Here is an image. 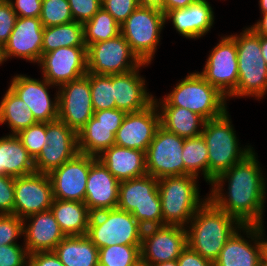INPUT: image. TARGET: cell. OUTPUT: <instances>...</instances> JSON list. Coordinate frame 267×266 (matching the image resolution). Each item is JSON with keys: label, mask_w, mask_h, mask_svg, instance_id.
<instances>
[{"label": "cell", "mask_w": 267, "mask_h": 266, "mask_svg": "<svg viewBox=\"0 0 267 266\" xmlns=\"http://www.w3.org/2000/svg\"><path fill=\"white\" fill-rule=\"evenodd\" d=\"M257 159L253 150L242 161L219 175L211 183V193L208 194V198L219 209L232 215L242 225L264 223L267 181ZM226 181L228 191L223 193Z\"/></svg>", "instance_id": "obj_1"}, {"label": "cell", "mask_w": 267, "mask_h": 266, "mask_svg": "<svg viewBox=\"0 0 267 266\" xmlns=\"http://www.w3.org/2000/svg\"><path fill=\"white\" fill-rule=\"evenodd\" d=\"M188 225L185 227L187 245L213 263L228 239L242 226L236 218L219 209L209 198Z\"/></svg>", "instance_id": "obj_2"}, {"label": "cell", "mask_w": 267, "mask_h": 266, "mask_svg": "<svg viewBox=\"0 0 267 266\" xmlns=\"http://www.w3.org/2000/svg\"><path fill=\"white\" fill-rule=\"evenodd\" d=\"M229 116L226 111L218 118L206 120L203 126L201 135L208 147L209 185L254 150L250 145L243 148L239 146V139Z\"/></svg>", "instance_id": "obj_3"}, {"label": "cell", "mask_w": 267, "mask_h": 266, "mask_svg": "<svg viewBox=\"0 0 267 266\" xmlns=\"http://www.w3.org/2000/svg\"><path fill=\"white\" fill-rule=\"evenodd\" d=\"M240 34L230 35L236 43L238 60V83L227 97L264 98L267 93V64L261 52V35L250 27Z\"/></svg>", "instance_id": "obj_4"}, {"label": "cell", "mask_w": 267, "mask_h": 266, "mask_svg": "<svg viewBox=\"0 0 267 266\" xmlns=\"http://www.w3.org/2000/svg\"><path fill=\"white\" fill-rule=\"evenodd\" d=\"M227 97L206 81L198 72L188 73L162 99L154 98L156 106H176L189 109L205 120L222 116L227 109Z\"/></svg>", "instance_id": "obj_5"}, {"label": "cell", "mask_w": 267, "mask_h": 266, "mask_svg": "<svg viewBox=\"0 0 267 266\" xmlns=\"http://www.w3.org/2000/svg\"><path fill=\"white\" fill-rule=\"evenodd\" d=\"M197 178L194 175H182L158 179L162 226H188L197 210L208 200V196L200 198Z\"/></svg>", "instance_id": "obj_6"}, {"label": "cell", "mask_w": 267, "mask_h": 266, "mask_svg": "<svg viewBox=\"0 0 267 266\" xmlns=\"http://www.w3.org/2000/svg\"><path fill=\"white\" fill-rule=\"evenodd\" d=\"M117 208L131 213L144 229L162 226L158 179L147 174L120 181Z\"/></svg>", "instance_id": "obj_7"}, {"label": "cell", "mask_w": 267, "mask_h": 266, "mask_svg": "<svg viewBox=\"0 0 267 266\" xmlns=\"http://www.w3.org/2000/svg\"><path fill=\"white\" fill-rule=\"evenodd\" d=\"M144 228L134 216L118 208L93 213L86 236L98 248L141 246Z\"/></svg>", "instance_id": "obj_8"}, {"label": "cell", "mask_w": 267, "mask_h": 266, "mask_svg": "<svg viewBox=\"0 0 267 266\" xmlns=\"http://www.w3.org/2000/svg\"><path fill=\"white\" fill-rule=\"evenodd\" d=\"M165 24L162 10L138 6L120 25V31L137 57L143 63L151 64Z\"/></svg>", "instance_id": "obj_9"}, {"label": "cell", "mask_w": 267, "mask_h": 266, "mask_svg": "<svg viewBox=\"0 0 267 266\" xmlns=\"http://www.w3.org/2000/svg\"><path fill=\"white\" fill-rule=\"evenodd\" d=\"M142 64L121 33L87 47V73L115 75L134 70Z\"/></svg>", "instance_id": "obj_10"}, {"label": "cell", "mask_w": 267, "mask_h": 266, "mask_svg": "<svg viewBox=\"0 0 267 266\" xmlns=\"http://www.w3.org/2000/svg\"><path fill=\"white\" fill-rule=\"evenodd\" d=\"M184 140L160 126L145 152L147 174L157 179L184 175Z\"/></svg>", "instance_id": "obj_11"}, {"label": "cell", "mask_w": 267, "mask_h": 266, "mask_svg": "<svg viewBox=\"0 0 267 266\" xmlns=\"http://www.w3.org/2000/svg\"><path fill=\"white\" fill-rule=\"evenodd\" d=\"M212 86L228 97L237 87L238 60L235 40L229 35L221 36L212 48L202 72H198Z\"/></svg>", "instance_id": "obj_12"}, {"label": "cell", "mask_w": 267, "mask_h": 266, "mask_svg": "<svg viewBox=\"0 0 267 266\" xmlns=\"http://www.w3.org/2000/svg\"><path fill=\"white\" fill-rule=\"evenodd\" d=\"M46 146L34 159L37 173L50 174L78 151L77 133L61 120L46 123Z\"/></svg>", "instance_id": "obj_13"}, {"label": "cell", "mask_w": 267, "mask_h": 266, "mask_svg": "<svg viewBox=\"0 0 267 266\" xmlns=\"http://www.w3.org/2000/svg\"><path fill=\"white\" fill-rule=\"evenodd\" d=\"M89 73L58 88V119L78 133L93 116Z\"/></svg>", "instance_id": "obj_14"}, {"label": "cell", "mask_w": 267, "mask_h": 266, "mask_svg": "<svg viewBox=\"0 0 267 266\" xmlns=\"http://www.w3.org/2000/svg\"><path fill=\"white\" fill-rule=\"evenodd\" d=\"M42 77L54 87L77 80L87 74V47H60L42 54L38 63Z\"/></svg>", "instance_id": "obj_15"}, {"label": "cell", "mask_w": 267, "mask_h": 266, "mask_svg": "<svg viewBox=\"0 0 267 266\" xmlns=\"http://www.w3.org/2000/svg\"><path fill=\"white\" fill-rule=\"evenodd\" d=\"M187 246V231L177 225L149 227L143 230L141 258L150 265L177 260Z\"/></svg>", "instance_id": "obj_16"}, {"label": "cell", "mask_w": 267, "mask_h": 266, "mask_svg": "<svg viewBox=\"0 0 267 266\" xmlns=\"http://www.w3.org/2000/svg\"><path fill=\"white\" fill-rule=\"evenodd\" d=\"M14 215L21 219L50 210L54 196L49 174L14 177Z\"/></svg>", "instance_id": "obj_17"}, {"label": "cell", "mask_w": 267, "mask_h": 266, "mask_svg": "<svg viewBox=\"0 0 267 266\" xmlns=\"http://www.w3.org/2000/svg\"><path fill=\"white\" fill-rule=\"evenodd\" d=\"M241 230L251 240L245 239ZM263 253L261 225H242L228 239L214 266H260Z\"/></svg>", "instance_id": "obj_18"}, {"label": "cell", "mask_w": 267, "mask_h": 266, "mask_svg": "<svg viewBox=\"0 0 267 266\" xmlns=\"http://www.w3.org/2000/svg\"><path fill=\"white\" fill-rule=\"evenodd\" d=\"M42 79L18 74L10 81L9 88L28 105L37 122L47 123L58 119V91L51 100L48 89L54 85Z\"/></svg>", "instance_id": "obj_19"}, {"label": "cell", "mask_w": 267, "mask_h": 266, "mask_svg": "<svg viewBox=\"0 0 267 266\" xmlns=\"http://www.w3.org/2000/svg\"><path fill=\"white\" fill-rule=\"evenodd\" d=\"M160 126V114L154 102L142 111L126 113L115 134V145L146 152Z\"/></svg>", "instance_id": "obj_20"}, {"label": "cell", "mask_w": 267, "mask_h": 266, "mask_svg": "<svg viewBox=\"0 0 267 266\" xmlns=\"http://www.w3.org/2000/svg\"><path fill=\"white\" fill-rule=\"evenodd\" d=\"M89 170L90 155L80 152L53 170L49 177L54 198L84 202Z\"/></svg>", "instance_id": "obj_21"}, {"label": "cell", "mask_w": 267, "mask_h": 266, "mask_svg": "<svg viewBox=\"0 0 267 266\" xmlns=\"http://www.w3.org/2000/svg\"><path fill=\"white\" fill-rule=\"evenodd\" d=\"M44 27L39 18L17 17L14 29L3 46V58L17 57L39 63L42 57Z\"/></svg>", "instance_id": "obj_22"}, {"label": "cell", "mask_w": 267, "mask_h": 266, "mask_svg": "<svg viewBox=\"0 0 267 266\" xmlns=\"http://www.w3.org/2000/svg\"><path fill=\"white\" fill-rule=\"evenodd\" d=\"M120 181L103 163L90 155V170L86 184L84 203L90 212L117 208Z\"/></svg>", "instance_id": "obj_23"}, {"label": "cell", "mask_w": 267, "mask_h": 266, "mask_svg": "<svg viewBox=\"0 0 267 266\" xmlns=\"http://www.w3.org/2000/svg\"><path fill=\"white\" fill-rule=\"evenodd\" d=\"M145 65L149 64L143 63L129 72L112 75L117 109L125 113L139 112L154 102V96L147 92L145 79L139 74V70Z\"/></svg>", "instance_id": "obj_24"}, {"label": "cell", "mask_w": 267, "mask_h": 266, "mask_svg": "<svg viewBox=\"0 0 267 266\" xmlns=\"http://www.w3.org/2000/svg\"><path fill=\"white\" fill-rule=\"evenodd\" d=\"M23 221V245L29 254L54 251L65 237L51 210L32 214Z\"/></svg>", "instance_id": "obj_25"}, {"label": "cell", "mask_w": 267, "mask_h": 266, "mask_svg": "<svg viewBox=\"0 0 267 266\" xmlns=\"http://www.w3.org/2000/svg\"><path fill=\"white\" fill-rule=\"evenodd\" d=\"M214 17L210 3L207 0H199L186 8L168 11L165 14V22L171 21L175 30L183 37L199 39L211 30Z\"/></svg>", "instance_id": "obj_26"}, {"label": "cell", "mask_w": 267, "mask_h": 266, "mask_svg": "<svg viewBox=\"0 0 267 266\" xmlns=\"http://www.w3.org/2000/svg\"><path fill=\"white\" fill-rule=\"evenodd\" d=\"M97 158L119 181L147 175L145 152L113 145Z\"/></svg>", "instance_id": "obj_27"}, {"label": "cell", "mask_w": 267, "mask_h": 266, "mask_svg": "<svg viewBox=\"0 0 267 266\" xmlns=\"http://www.w3.org/2000/svg\"><path fill=\"white\" fill-rule=\"evenodd\" d=\"M35 172L34 159L17 135L0 137V175L20 177Z\"/></svg>", "instance_id": "obj_28"}, {"label": "cell", "mask_w": 267, "mask_h": 266, "mask_svg": "<svg viewBox=\"0 0 267 266\" xmlns=\"http://www.w3.org/2000/svg\"><path fill=\"white\" fill-rule=\"evenodd\" d=\"M50 210L65 236L86 235L92 213L84 202L54 198Z\"/></svg>", "instance_id": "obj_29"}, {"label": "cell", "mask_w": 267, "mask_h": 266, "mask_svg": "<svg viewBox=\"0 0 267 266\" xmlns=\"http://www.w3.org/2000/svg\"><path fill=\"white\" fill-rule=\"evenodd\" d=\"M64 266H99V249L86 236H65L54 249Z\"/></svg>", "instance_id": "obj_30"}, {"label": "cell", "mask_w": 267, "mask_h": 266, "mask_svg": "<svg viewBox=\"0 0 267 266\" xmlns=\"http://www.w3.org/2000/svg\"><path fill=\"white\" fill-rule=\"evenodd\" d=\"M160 125L179 137L192 138L202 134L205 119L189 109L176 106H157Z\"/></svg>", "instance_id": "obj_31"}, {"label": "cell", "mask_w": 267, "mask_h": 266, "mask_svg": "<svg viewBox=\"0 0 267 266\" xmlns=\"http://www.w3.org/2000/svg\"><path fill=\"white\" fill-rule=\"evenodd\" d=\"M119 127L99 124V121L92 116L77 133L78 151L99 156L105 149L115 145V134Z\"/></svg>", "instance_id": "obj_32"}, {"label": "cell", "mask_w": 267, "mask_h": 266, "mask_svg": "<svg viewBox=\"0 0 267 266\" xmlns=\"http://www.w3.org/2000/svg\"><path fill=\"white\" fill-rule=\"evenodd\" d=\"M0 102V124H8L10 134H18L21 130L38 123L28 105L10 88Z\"/></svg>", "instance_id": "obj_33"}, {"label": "cell", "mask_w": 267, "mask_h": 266, "mask_svg": "<svg viewBox=\"0 0 267 266\" xmlns=\"http://www.w3.org/2000/svg\"><path fill=\"white\" fill-rule=\"evenodd\" d=\"M86 46L84 42V26L80 22L44 27L42 54L60 47Z\"/></svg>", "instance_id": "obj_34"}, {"label": "cell", "mask_w": 267, "mask_h": 266, "mask_svg": "<svg viewBox=\"0 0 267 266\" xmlns=\"http://www.w3.org/2000/svg\"><path fill=\"white\" fill-rule=\"evenodd\" d=\"M182 160L184 162V175L198 177L201 172L208 183V147L202 135L185 138Z\"/></svg>", "instance_id": "obj_35"}, {"label": "cell", "mask_w": 267, "mask_h": 266, "mask_svg": "<svg viewBox=\"0 0 267 266\" xmlns=\"http://www.w3.org/2000/svg\"><path fill=\"white\" fill-rule=\"evenodd\" d=\"M83 26L86 47L114 38L121 33L120 24L103 7L90 20L85 22Z\"/></svg>", "instance_id": "obj_36"}, {"label": "cell", "mask_w": 267, "mask_h": 266, "mask_svg": "<svg viewBox=\"0 0 267 266\" xmlns=\"http://www.w3.org/2000/svg\"><path fill=\"white\" fill-rule=\"evenodd\" d=\"M89 82L94 111L115 109L112 75L89 73Z\"/></svg>", "instance_id": "obj_37"}, {"label": "cell", "mask_w": 267, "mask_h": 266, "mask_svg": "<svg viewBox=\"0 0 267 266\" xmlns=\"http://www.w3.org/2000/svg\"><path fill=\"white\" fill-rule=\"evenodd\" d=\"M141 246L113 245L99 249V266H131L141 258Z\"/></svg>", "instance_id": "obj_38"}, {"label": "cell", "mask_w": 267, "mask_h": 266, "mask_svg": "<svg viewBox=\"0 0 267 266\" xmlns=\"http://www.w3.org/2000/svg\"><path fill=\"white\" fill-rule=\"evenodd\" d=\"M39 19L43 27H52L74 21L68 0H42Z\"/></svg>", "instance_id": "obj_39"}, {"label": "cell", "mask_w": 267, "mask_h": 266, "mask_svg": "<svg viewBox=\"0 0 267 266\" xmlns=\"http://www.w3.org/2000/svg\"><path fill=\"white\" fill-rule=\"evenodd\" d=\"M17 137L29 154L35 159L46 146V123H36L28 128L21 130Z\"/></svg>", "instance_id": "obj_40"}, {"label": "cell", "mask_w": 267, "mask_h": 266, "mask_svg": "<svg viewBox=\"0 0 267 266\" xmlns=\"http://www.w3.org/2000/svg\"><path fill=\"white\" fill-rule=\"evenodd\" d=\"M24 221L14 214L0 215V246L18 244L17 239L24 235Z\"/></svg>", "instance_id": "obj_41"}, {"label": "cell", "mask_w": 267, "mask_h": 266, "mask_svg": "<svg viewBox=\"0 0 267 266\" xmlns=\"http://www.w3.org/2000/svg\"><path fill=\"white\" fill-rule=\"evenodd\" d=\"M29 253L25 246L10 244L0 246V266H28Z\"/></svg>", "instance_id": "obj_42"}, {"label": "cell", "mask_w": 267, "mask_h": 266, "mask_svg": "<svg viewBox=\"0 0 267 266\" xmlns=\"http://www.w3.org/2000/svg\"><path fill=\"white\" fill-rule=\"evenodd\" d=\"M75 22L84 24L102 7V0H68Z\"/></svg>", "instance_id": "obj_43"}, {"label": "cell", "mask_w": 267, "mask_h": 266, "mask_svg": "<svg viewBox=\"0 0 267 266\" xmlns=\"http://www.w3.org/2000/svg\"><path fill=\"white\" fill-rule=\"evenodd\" d=\"M102 7L121 25L138 7L137 0H102Z\"/></svg>", "instance_id": "obj_44"}, {"label": "cell", "mask_w": 267, "mask_h": 266, "mask_svg": "<svg viewBox=\"0 0 267 266\" xmlns=\"http://www.w3.org/2000/svg\"><path fill=\"white\" fill-rule=\"evenodd\" d=\"M17 14L9 0L0 3V46L3 47L14 29Z\"/></svg>", "instance_id": "obj_45"}, {"label": "cell", "mask_w": 267, "mask_h": 266, "mask_svg": "<svg viewBox=\"0 0 267 266\" xmlns=\"http://www.w3.org/2000/svg\"><path fill=\"white\" fill-rule=\"evenodd\" d=\"M14 177L0 175V215L14 214Z\"/></svg>", "instance_id": "obj_46"}, {"label": "cell", "mask_w": 267, "mask_h": 266, "mask_svg": "<svg viewBox=\"0 0 267 266\" xmlns=\"http://www.w3.org/2000/svg\"><path fill=\"white\" fill-rule=\"evenodd\" d=\"M9 2L17 17H40L42 0H9Z\"/></svg>", "instance_id": "obj_47"}, {"label": "cell", "mask_w": 267, "mask_h": 266, "mask_svg": "<svg viewBox=\"0 0 267 266\" xmlns=\"http://www.w3.org/2000/svg\"><path fill=\"white\" fill-rule=\"evenodd\" d=\"M126 113L117 108L94 111L93 117L105 126H121Z\"/></svg>", "instance_id": "obj_48"}, {"label": "cell", "mask_w": 267, "mask_h": 266, "mask_svg": "<svg viewBox=\"0 0 267 266\" xmlns=\"http://www.w3.org/2000/svg\"><path fill=\"white\" fill-rule=\"evenodd\" d=\"M178 266H214V263L203 258L188 245L182 250L177 258Z\"/></svg>", "instance_id": "obj_49"}, {"label": "cell", "mask_w": 267, "mask_h": 266, "mask_svg": "<svg viewBox=\"0 0 267 266\" xmlns=\"http://www.w3.org/2000/svg\"><path fill=\"white\" fill-rule=\"evenodd\" d=\"M28 266H64L54 251L29 254Z\"/></svg>", "instance_id": "obj_50"}, {"label": "cell", "mask_w": 267, "mask_h": 266, "mask_svg": "<svg viewBox=\"0 0 267 266\" xmlns=\"http://www.w3.org/2000/svg\"><path fill=\"white\" fill-rule=\"evenodd\" d=\"M199 0H165V14L170 10L182 9Z\"/></svg>", "instance_id": "obj_51"}, {"label": "cell", "mask_w": 267, "mask_h": 266, "mask_svg": "<svg viewBox=\"0 0 267 266\" xmlns=\"http://www.w3.org/2000/svg\"><path fill=\"white\" fill-rule=\"evenodd\" d=\"M261 20L259 19L250 28L257 34L261 36H267V13H261Z\"/></svg>", "instance_id": "obj_52"}, {"label": "cell", "mask_w": 267, "mask_h": 266, "mask_svg": "<svg viewBox=\"0 0 267 266\" xmlns=\"http://www.w3.org/2000/svg\"><path fill=\"white\" fill-rule=\"evenodd\" d=\"M139 7H153L163 11L165 14V0H137Z\"/></svg>", "instance_id": "obj_53"}, {"label": "cell", "mask_w": 267, "mask_h": 266, "mask_svg": "<svg viewBox=\"0 0 267 266\" xmlns=\"http://www.w3.org/2000/svg\"><path fill=\"white\" fill-rule=\"evenodd\" d=\"M261 52L267 64V36H261Z\"/></svg>", "instance_id": "obj_54"}, {"label": "cell", "mask_w": 267, "mask_h": 266, "mask_svg": "<svg viewBox=\"0 0 267 266\" xmlns=\"http://www.w3.org/2000/svg\"><path fill=\"white\" fill-rule=\"evenodd\" d=\"M151 266H178L177 260L167 261V262H161V263H155Z\"/></svg>", "instance_id": "obj_55"}, {"label": "cell", "mask_w": 267, "mask_h": 266, "mask_svg": "<svg viewBox=\"0 0 267 266\" xmlns=\"http://www.w3.org/2000/svg\"><path fill=\"white\" fill-rule=\"evenodd\" d=\"M261 13H267V0H259Z\"/></svg>", "instance_id": "obj_56"}, {"label": "cell", "mask_w": 267, "mask_h": 266, "mask_svg": "<svg viewBox=\"0 0 267 266\" xmlns=\"http://www.w3.org/2000/svg\"><path fill=\"white\" fill-rule=\"evenodd\" d=\"M264 224L261 225V236H262V239H263V243H264V251L267 253V239H265V230H264Z\"/></svg>", "instance_id": "obj_57"}, {"label": "cell", "mask_w": 267, "mask_h": 266, "mask_svg": "<svg viewBox=\"0 0 267 266\" xmlns=\"http://www.w3.org/2000/svg\"><path fill=\"white\" fill-rule=\"evenodd\" d=\"M131 266H151V265L147 261H145L142 258H140L134 264H132Z\"/></svg>", "instance_id": "obj_58"}, {"label": "cell", "mask_w": 267, "mask_h": 266, "mask_svg": "<svg viewBox=\"0 0 267 266\" xmlns=\"http://www.w3.org/2000/svg\"><path fill=\"white\" fill-rule=\"evenodd\" d=\"M260 266H267V253L265 251L262 255Z\"/></svg>", "instance_id": "obj_59"}, {"label": "cell", "mask_w": 267, "mask_h": 266, "mask_svg": "<svg viewBox=\"0 0 267 266\" xmlns=\"http://www.w3.org/2000/svg\"><path fill=\"white\" fill-rule=\"evenodd\" d=\"M4 62L3 58V47L0 46V65Z\"/></svg>", "instance_id": "obj_60"}]
</instances>
